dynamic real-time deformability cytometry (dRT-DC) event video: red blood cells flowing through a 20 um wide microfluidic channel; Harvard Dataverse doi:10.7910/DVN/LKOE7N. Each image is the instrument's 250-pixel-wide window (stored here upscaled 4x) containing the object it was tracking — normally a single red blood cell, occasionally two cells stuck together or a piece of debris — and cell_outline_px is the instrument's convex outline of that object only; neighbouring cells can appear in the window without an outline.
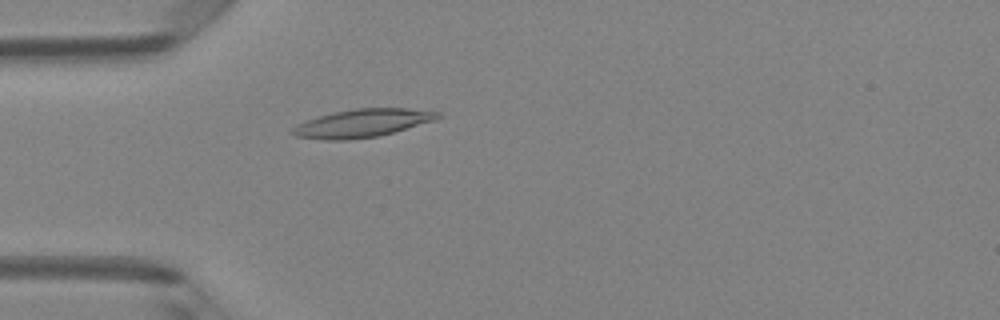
{"species": "Egyptian fruit bat (a non-hibernating species)", "species_latin": "Rousettus aegyptiacus", "temperature_condition": "room temperature", "stored_images_in_passage": 48, "camera_frame_rate_fps": 3000, "um_per_image_px": 0.085, "animal": {"sex": "female"}, "frame": {"image": 1, "passage_image": 14, "time_ms": 4.333, "image_size_px": [1000, 320], "cell_outline_px": [[444, 116], [436, 120], [392, 132], [376, 136], [348, 140], [324, 140], [296, 136], [288, 132], [296, 124], [320, 116], [336, 112], [356, 108], [408, 108], [440, 112]], "centroid_in_image_um": [30.81, 10.47], "position_along_channel_um": 54.2, "area_um2": 23.64}}
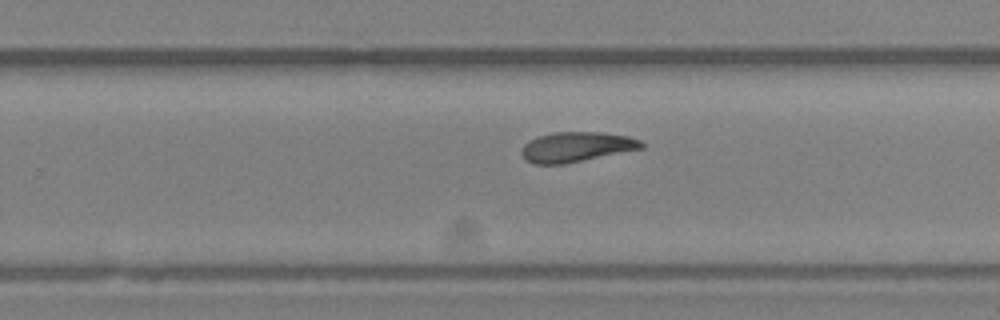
{"frame": {"image": 2, "passage_image": 31, "time_ms": 10.0, "image_size_px": [1000, 320], "cell_outline_px": [[644, 148], [564, 164], [532, 164], [524, 160], [520, 152], [524, 144], [528, 140], [536, 136], [552, 132], [600, 132], [628, 136], [640, 140], [644, 144]], "centroid_in_image_um": [48.94, 12.49], "position_along_channel_um": 280.9, "area_um2": 21.15}}
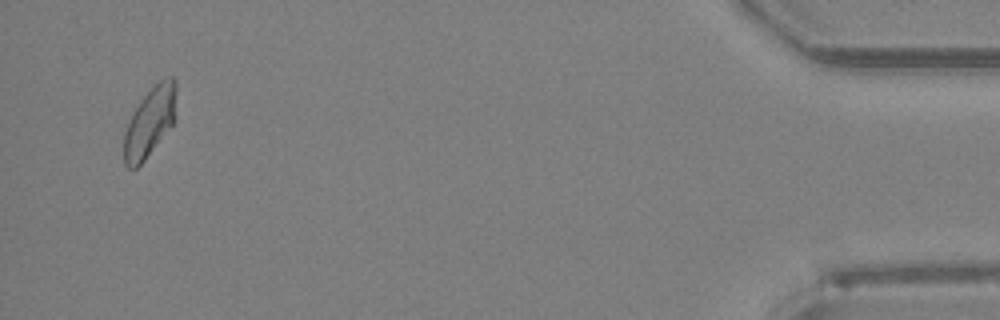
{"frame": {"image": 3, "passage_image": 47, "time_ms": 15.333, "image_size_px": [1000, 320], "cell_outline_px": [[176, 120], [144, 160], [136, 168], [128, 168], [124, 164], [124, 132], [132, 112], [144, 96], [160, 80], [168, 76], [172, 76], [176, 80]], "centroid_in_image_um": [12.75, 10.35], "position_along_channel_um": 422.4, "area_um2": 21.15}, "authors_computed_cell_mechanics": {"area_um2": 21.5594, "velocity_mm_per_s": 4.1461, "shape_relaxation_time_tau1_ms": 9.546, "shape_relaxation_time_tau2_ms": 3.3468, "deformation_change_tau1": 0.2519, "deformation_change_tau2": 0.0942}}